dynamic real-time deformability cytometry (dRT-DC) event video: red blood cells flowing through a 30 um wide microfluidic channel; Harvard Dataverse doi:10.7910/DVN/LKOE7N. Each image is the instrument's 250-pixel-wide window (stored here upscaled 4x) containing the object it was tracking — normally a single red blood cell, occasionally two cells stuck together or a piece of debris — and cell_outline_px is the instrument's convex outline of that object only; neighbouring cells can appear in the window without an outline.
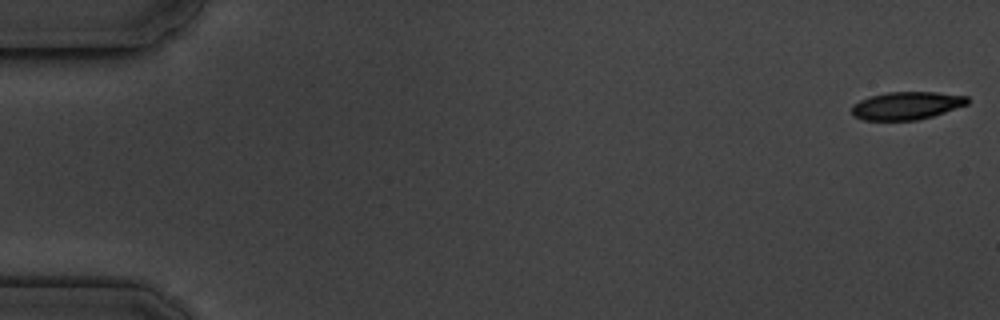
{"species": "common noctule bat (a hibernating species)", "species_latin": "Nyctalus noctula", "temperature_condition": "cold", "stored_images_in_passage": 11, "camera_frame_rate_fps": 3000, "um_per_image_px": 0.085, "animal": {"sex": "male", "body_mass_g": 19.5, "forearm_length_mm": 54.6}, "frame": {"image": 1, "passage_image": 1, "time_ms": 0.0, "image_size_px": [1000, 320], "cell_outline_px": [[968, 104], [932, 116], [916, 120], [864, 120], [852, 116], [852, 104], [860, 100], [872, 96], [888, 92], [936, 92], [968, 96]], "centroid_in_image_um": [77.04, 8.98], "position_along_channel_um": 8.0, "area_um2": 18.67}}
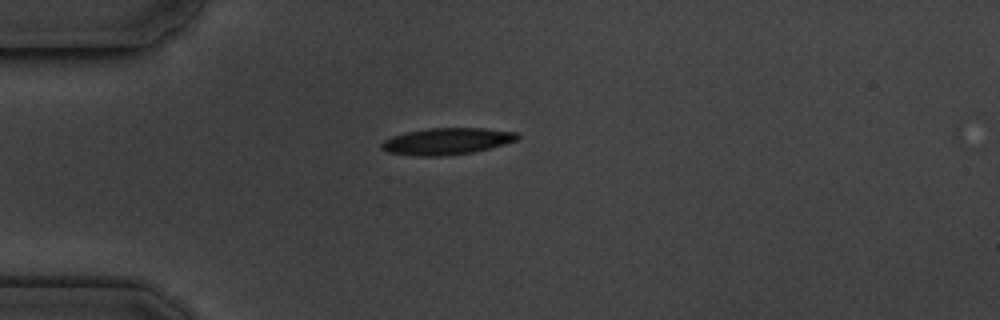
{"frame": {"image": 2, "passage_image": 5, "time_ms": 4.667, "image_size_px": [1000, 320], "cell_outline_px": [[520, 136], [516, 140], [504, 144], [472, 152], [444, 156], [416, 156], [388, 152], [380, 148], [380, 144], [384, 140], [392, 136], [408, 132], [428, 128], [484, 128], [516, 132]], "centroid_in_image_um": [37.95, 12.01], "position_along_channel_um": 47.0, "area_um2": 20.98}}
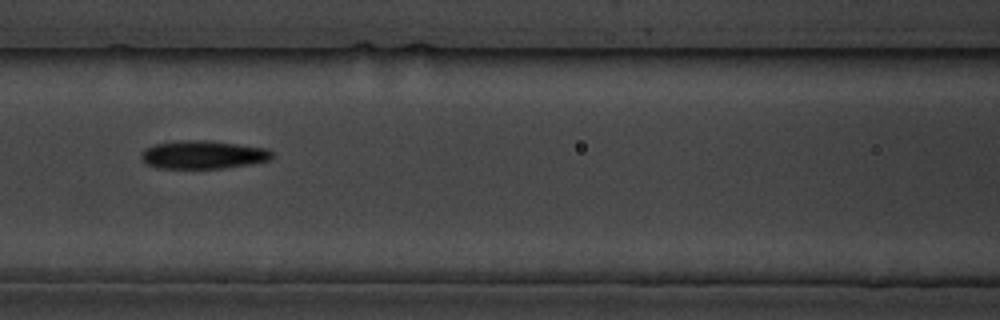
{"frame": {"image": 3, "passage_image": 8, "time_ms": 8.0, "image_size_px": [1000, 320], "cell_outline_px": [[272, 156], [268, 160], [248, 164], [220, 168], [156, 168], [148, 164], [140, 156], [140, 152], [144, 148], [156, 144], [180, 140], [212, 140], [268, 148], [272, 152]], "centroid_in_image_um": [17.24, 13.13], "position_along_channel_um": 149.4, "area_um2": 21.5}}